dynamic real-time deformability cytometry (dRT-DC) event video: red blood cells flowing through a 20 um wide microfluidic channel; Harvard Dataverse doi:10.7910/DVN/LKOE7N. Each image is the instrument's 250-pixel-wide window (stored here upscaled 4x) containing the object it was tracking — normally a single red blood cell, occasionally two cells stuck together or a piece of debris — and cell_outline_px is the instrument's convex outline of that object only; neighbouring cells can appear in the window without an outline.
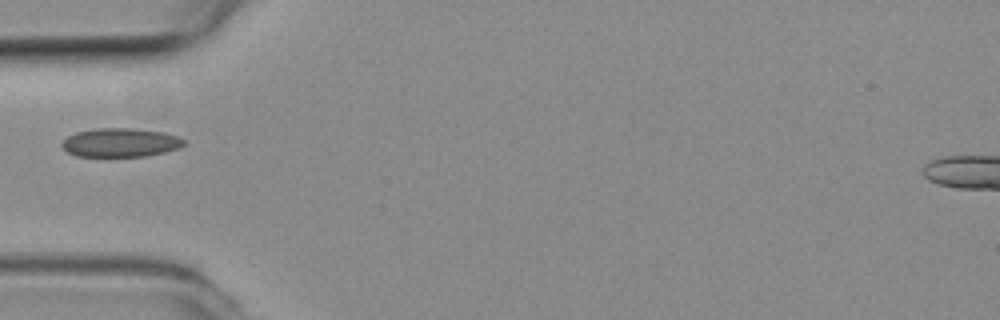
{"species": "common noctule bat (a hibernating species)", "species_latin": "Nyctalus noctula", "temperature_condition": "room temperature", "stored_images_in_passage": 3, "camera_frame_rate_fps": 3000, "um_per_image_px": 0.085, "animal": {"sex": "female", "body_mass_g": 19.3, "forearm_length_mm": 54.1}, "frame": {"image": 1, "passage_image": 3, "time_ms": 0.667, "image_size_px": [1000, 320], "cell_outline_px": [[184, 144], [176, 148], [164, 152], [144, 156], [76, 156], [68, 152], [60, 144], [68, 136], [76, 132], [96, 128], [132, 128], [164, 132], [176, 136], [184, 140]], "centroid_in_image_um": [10.2, 12.11], "position_along_channel_um": 74.8, "area_um2": 20.23}}